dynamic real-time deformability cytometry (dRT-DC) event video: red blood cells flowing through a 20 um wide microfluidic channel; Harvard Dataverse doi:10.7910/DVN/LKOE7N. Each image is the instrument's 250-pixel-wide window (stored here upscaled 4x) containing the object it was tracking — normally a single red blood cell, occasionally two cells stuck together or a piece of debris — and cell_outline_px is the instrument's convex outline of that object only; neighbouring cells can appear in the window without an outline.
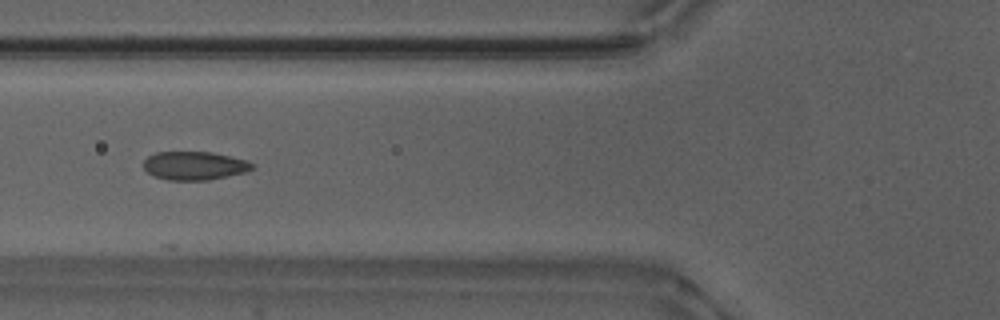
{"species": "Egyptian fruit bat (a non-hibernating species)", "species_latin": "Rousettus aegyptiacus", "temperature_condition": "warm", "stored_images_in_passage": 10, "camera_frame_rate_fps": 3000, "um_per_image_px": 0.085, "animal": {"sex": "male"}, "frame": {"image": 1, "passage_image": 6, "time_ms": 1.667, "image_size_px": [1000, 320], "cell_outline_px": [[256, 168], [244, 172], [228, 176], [208, 180], [168, 180], [156, 176], [148, 172], [144, 168], [144, 160], [148, 156], [156, 152], [212, 152], [248, 160], [256, 164]], "centroid_in_image_um": [16.58, 14.08], "position_along_channel_um": 109.2, "area_um2": 18.09}}
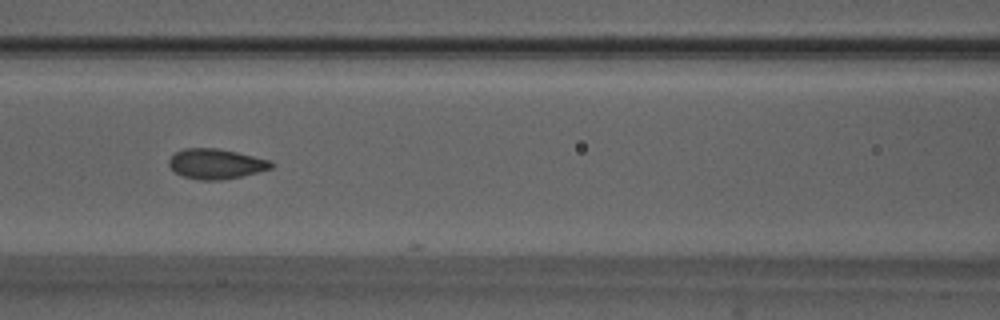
{"frame": {"image": 2, "passage_image": 9, "time_ms": 2.667, "image_size_px": [1000, 320], "cell_outline_px": [[276, 164], [272, 168], [240, 176], [220, 180], [200, 180], [184, 176], [176, 172], [168, 164], [168, 160], [176, 152], [184, 148], [216, 148], [236, 152], [272, 160]], "centroid_in_image_um": [18.38, 13.92], "position_along_channel_um": 148.2, "area_um2": 17.8}}